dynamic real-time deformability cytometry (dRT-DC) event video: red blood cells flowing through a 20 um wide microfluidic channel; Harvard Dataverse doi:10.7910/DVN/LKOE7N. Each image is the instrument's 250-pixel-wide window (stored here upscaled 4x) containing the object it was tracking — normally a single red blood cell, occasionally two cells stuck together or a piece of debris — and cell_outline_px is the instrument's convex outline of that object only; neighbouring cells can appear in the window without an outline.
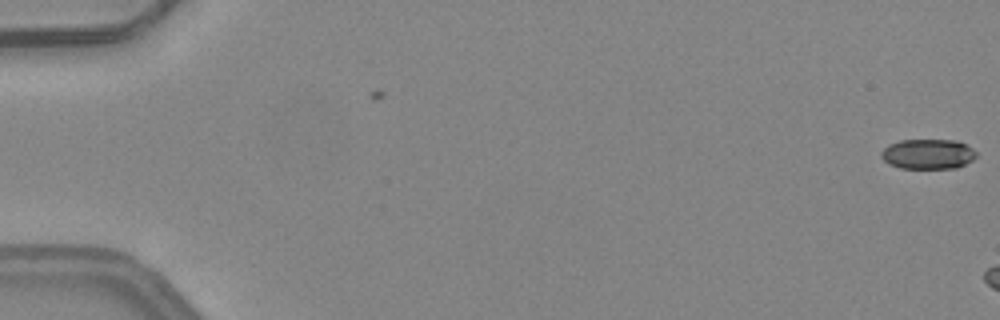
{"species": "common noctule bat (a hibernating species)", "species_latin": "Nyctalus noctula", "temperature_condition": "warm", "stored_images_in_passage": 3, "camera_frame_rate_fps": 3000, "um_per_image_px": 0.085, "animal": {"sex": "female", "body_mass_g": 24.6, "forearm_length_mm": 56.2}, "frame": {"image": 1, "passage_image": 1, "time_ms": 0.0, "image_size_px": [1000, 320], "cell_outline_px": [[976, 156], [972, 160], [956, 168], [900, 168], [888, 164], [880, 156], [880, 152], [888, 144], [900, 140], [956, 140], [972, 148], [976, 152]], "centroid_in_image_um": [78.84, 13.09], "position_along_channel_um": 6.2, "area_um2": 16.65}}